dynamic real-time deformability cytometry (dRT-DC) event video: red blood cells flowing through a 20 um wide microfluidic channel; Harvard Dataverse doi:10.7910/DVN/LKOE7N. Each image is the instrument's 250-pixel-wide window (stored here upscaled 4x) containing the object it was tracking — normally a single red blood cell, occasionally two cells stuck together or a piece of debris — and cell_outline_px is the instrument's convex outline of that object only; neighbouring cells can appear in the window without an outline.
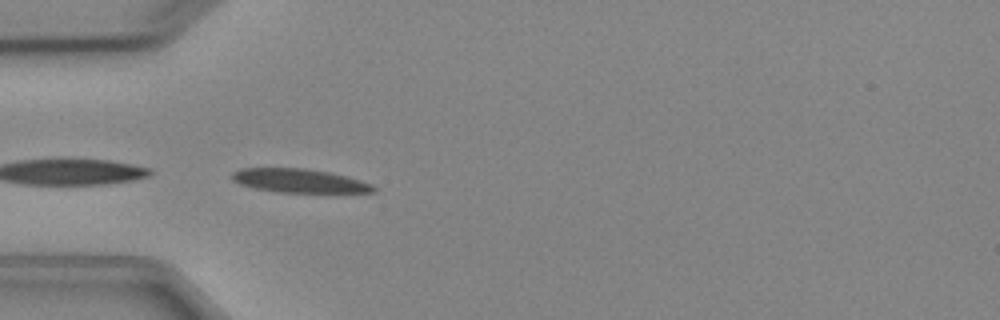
{"species": "Egyptian fruit bat (a non-hibernating species)", "species_latin": "Rousettus aegyptiacus", "temperature_condition": "cold", "stored_images_in_passage": 5, "camera_frame_rate_fps": 3000, "um_per_image_px": 0.085, "animal": {"sex": "female"}, "frame": {"image": 1, "passage_image": 4, "time_ms": 3.667, "image_size_px": [1000, 320], "cell_outline_px": [[376, 192], [280, 192], [256, 188], [240, 184], [232, 180], [232, 172], [240, 168], [304, 168], [328, 172], [348, 176], [372, 184], [376, 188]], "centroid_in_image_um": [25.44, 15.35], "position_along_channel_um": 59.6, "area_um2": 19.42}}